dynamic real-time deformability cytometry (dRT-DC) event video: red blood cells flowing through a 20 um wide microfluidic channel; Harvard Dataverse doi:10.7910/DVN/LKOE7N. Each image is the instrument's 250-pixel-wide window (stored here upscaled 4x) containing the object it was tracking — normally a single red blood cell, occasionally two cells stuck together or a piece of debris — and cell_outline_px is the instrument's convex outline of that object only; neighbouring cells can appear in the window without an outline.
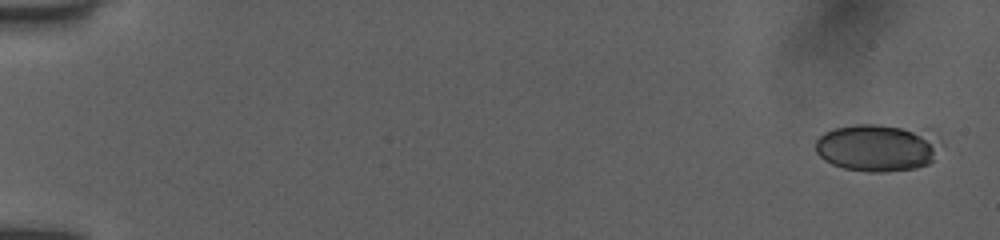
{"species": "human", "species_latin": "Homo sapiens", "temperature_condition": "room temperature", "stored_images_in_passage": 38, "camera_frame_rate_fps": 3000, "um_per_image_px": 0.085, "donor": {"sex": "female"}, "frame": {"image": 1, "passage_image": 1, "time_ms": 0.0, "image_size_px": [1000, 240], "cell_outline_px": [[944, 148], [928, 164], [916, 168], [888, 172], [868, 172], [844, 168], [832, 164], [824, 160], [816, 152], [816, 140], [824, 132], [832, 128], [856, 124], [928, 124], [932, 128], [944, 144]], "centroid_in_image_um": [74.77, 12.47], "position_along_channel_um": 10.2, "area_um2": 36.76}}
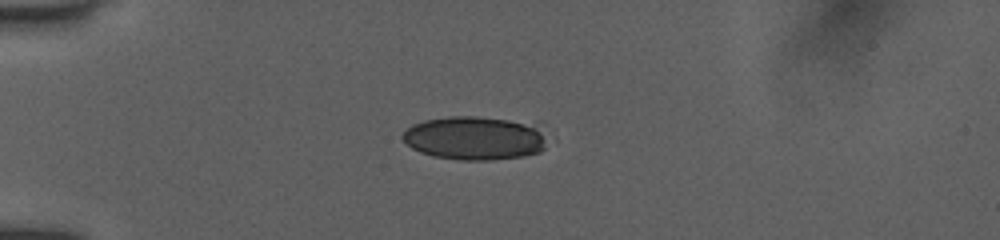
{"frame": {"image": 2, "passage_image": 10, "time_ms": 4.333, "image_size_px": [1000, 240], "cell_outline_px": [[556, 140], [540, 152], [524, 156], [492, 160], [460, 160], [432, 156], [420, 152], [412, 148], [400, 136], [412, 124], [424, 120], [448, 116], [476, 116], [544, 120], [556, 136]], "centroid_in_image_um": [40.71, 11.68], "position_along_channel_um": 44.3, "area_um2": 39.65}}